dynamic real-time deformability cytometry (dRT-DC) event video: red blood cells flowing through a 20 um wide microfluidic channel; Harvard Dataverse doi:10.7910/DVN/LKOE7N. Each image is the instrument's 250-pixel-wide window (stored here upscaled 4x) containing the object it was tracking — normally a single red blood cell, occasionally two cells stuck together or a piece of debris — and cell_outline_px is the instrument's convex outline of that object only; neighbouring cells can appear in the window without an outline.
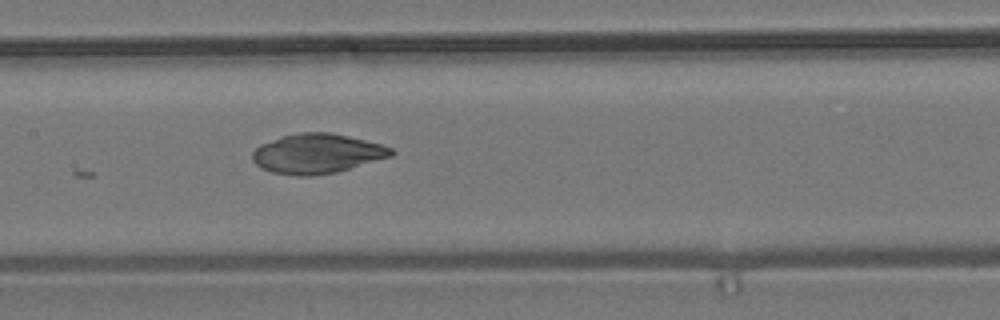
{"species": "common noctule bat (a hibernating species)", "species_latin": "Nyctalus noctula", "temperature_condition": "room temperature", "stored_images_in_passage": 6, "segment_of_instrument_passage": [1, 2], "camera_frame_rate_fps": 3000, "um_per_image_px": 0.085, "animal": {"sex": "male", "body_mass_g": 19.2, "forearm_length_mm": 51.8}, "frame": {"image": 1, "passage_image": 5, "time_ms": 1.333, "image_size_px": [1000, 320], "cell_outline_px": [[396, 152], [392, 156], [336, 172], [308, 176], [300, 176], [272, 172], [260, 168], [252, 160], [252, 152], [260, 144], [284, 136], [300, 132], [328, 132], [348, 136], [380, 144], [392, 148]], "centroid_in_image_um": [26.94, 13.06], "position_along_channel_um": 180.5, "area_um2": 31.85}}